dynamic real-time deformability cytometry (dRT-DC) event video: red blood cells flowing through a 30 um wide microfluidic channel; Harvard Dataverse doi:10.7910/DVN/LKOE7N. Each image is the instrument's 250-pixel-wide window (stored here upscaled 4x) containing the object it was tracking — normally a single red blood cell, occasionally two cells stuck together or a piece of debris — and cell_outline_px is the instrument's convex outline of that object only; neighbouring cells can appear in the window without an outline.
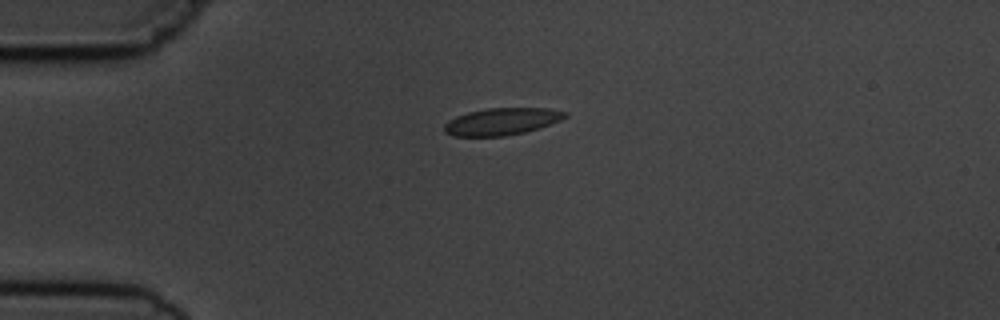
{"species": "common noctule bat (a hibernating species)", "species_latin": "Nyctalus noctula", "temperature_condition": "cold", "stored_images_in_passage": 10, "camera_frame_rate_fps": 3000, "um_per_image_px": 0.085, "animal": {"sex": "male", "body_mass_g": 19.5, "forearm_length_mm": 54.6}, "frame": {"image": 1, "passage_image": 4, "time_ms": 4.0, "image_size_px": [1000, 320], "cell_outline_px": [[568, 116], [560, 120], [540, 128], [524, 132], [504, 136], [456, 136], [444, 132], [444, 124], [448, 120], [456, 116], [468, 112], [488, 108], [548, 108], [568, 112]], "centroid_in_image_um": [42.66, 10.32], "position_along_channel_um": 42.3, "area_um2": 19.07}}
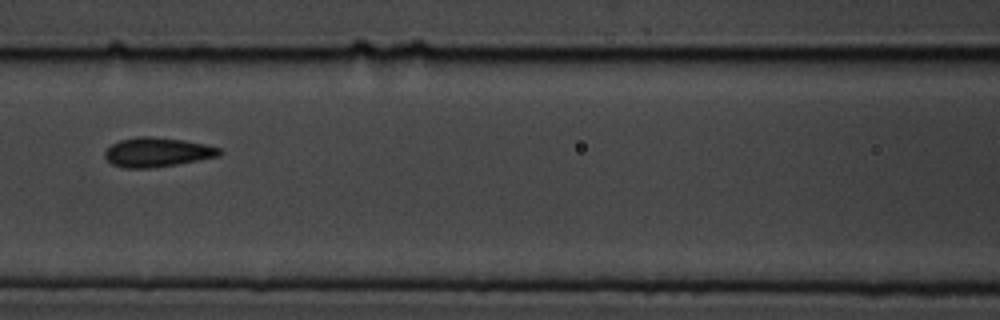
{"frame": {"image": 2, "passage_image": 7, "time_ms": 7.667, "image_size_px": [1000, 320], "cell_outline_px": [[224, 152], [220, 156], [200, 160], [152, 168], [124, 168], [112, 164], [104, 156], [104, 152], [112, 144], [120, 140], [140, 136], [152, 136], [184, 140], [204, 144], [220, 148]], "centroid_in_image_um": [13.39, 12.94], "position_along_channel_um": 153.2, "area_um2": 19.65}}
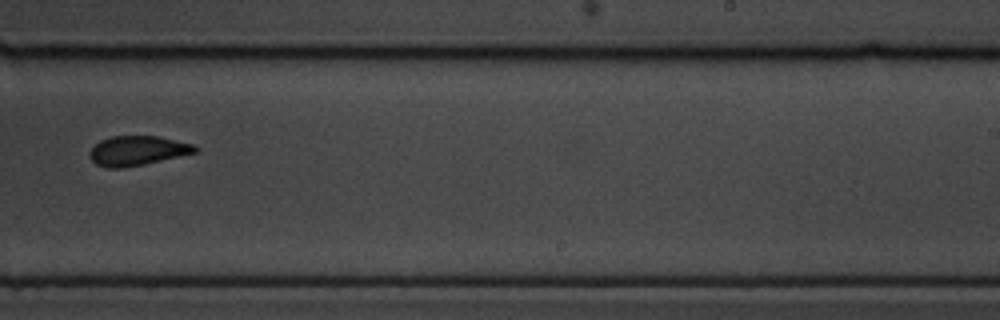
{"frame": {"image": 3, "passage_image": 10, "time_ms": 11.0, "image_size_px": [1000, 320], "cell_outline_px": [[200, 152], [144, 164], [124, 168], [104, 168], [96, 164], [88, 156], [88, 152], [100, 140], [112, 136], [160, 136], [196, 144], [200, 148]], "centroid_in_image_um": [11.74, 12.81], "position_along_channel_um": 277.3, "area_um2": 18.61}}